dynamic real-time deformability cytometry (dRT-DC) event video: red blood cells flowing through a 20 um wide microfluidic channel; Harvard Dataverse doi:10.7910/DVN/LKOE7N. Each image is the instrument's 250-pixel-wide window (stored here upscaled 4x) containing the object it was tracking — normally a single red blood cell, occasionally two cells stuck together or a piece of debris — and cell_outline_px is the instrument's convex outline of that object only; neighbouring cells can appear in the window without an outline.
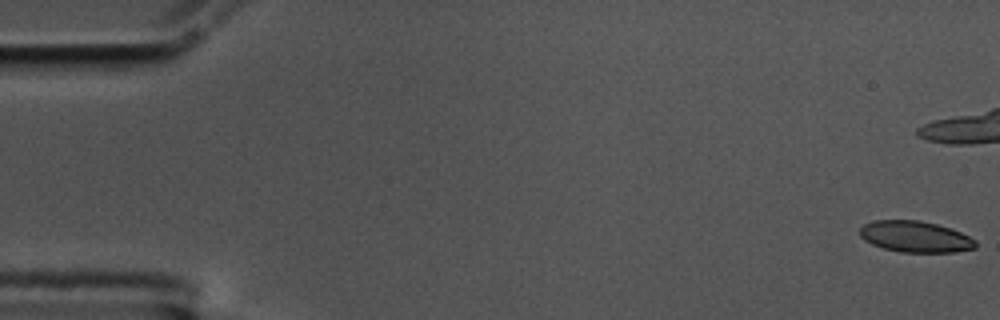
{"species": "common noctule bat (a hibernating species)", "species_latin": "Nyctalus noctula", "temperature_condition": "cold", "stored_images_in_passage": 46, "camera_frame_rate_fps": 3000, "um_per_image_px": 0.085, "animal": {"sex": "male", "body_mass_g": 17.5, "forearm_length_mm": 52.3}, "frame": {"image": 1, "passage_image": 1, "time_ms": 0.0, "image_size_px": [1000, 320], "cell_outline_px": [[976, 248], [952, 252], [900, 252], [884, 248], [872, 244], [864, 240], [860, 236], [860, 228], [864, 224], [872, 220], [920, 220], [936, 224], [960, 232], [976, 240]], "centroid_in_image_um": [77.77, 20.11], "position_along_channel_um": 7.2, "area_um2": 20.98}}
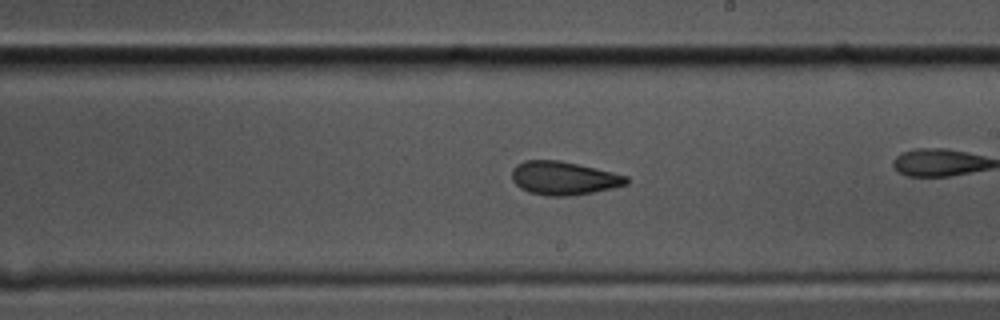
{"frame": {"image": 2, "passage_image": 33, "time_ms": 10.667, "image_size_px": [1000, 320], "cell_outline_px": [[628, 184], [612, 188], [592, 192], [568, 196], [548, 196], [528, 192], [520, 188], [512, 180], [512, 168], [516, 164], [524, 160], [560, 160], [612, 172], [628, 176]], "centroid_in_image_um": [47.88, 15.14], "position_along_channel_um": 241.1, "area_um2": 22.31}}
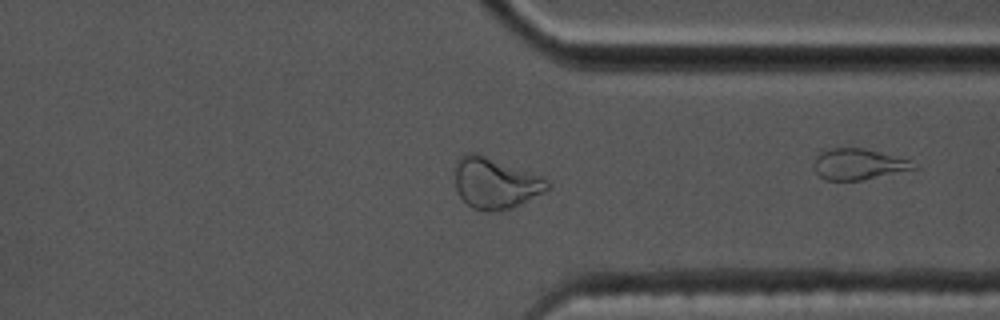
{"frame": {"image": 3, "passage_image": 44, "time_ms": 14.333, "image_size_px": [1000, 320], "cell_outline_px": [[552, 188], [512, 208], [496, 212], [488, 212], [472, 208], [456, 192], [456, 160], [460, 156], [468, 152], [476, 152], [544, 176], [552, 180]], "centroid_in_image_um": [42.16, 15.56], "position_along_channel_um": 369.2, "area_um2": 28.03}}